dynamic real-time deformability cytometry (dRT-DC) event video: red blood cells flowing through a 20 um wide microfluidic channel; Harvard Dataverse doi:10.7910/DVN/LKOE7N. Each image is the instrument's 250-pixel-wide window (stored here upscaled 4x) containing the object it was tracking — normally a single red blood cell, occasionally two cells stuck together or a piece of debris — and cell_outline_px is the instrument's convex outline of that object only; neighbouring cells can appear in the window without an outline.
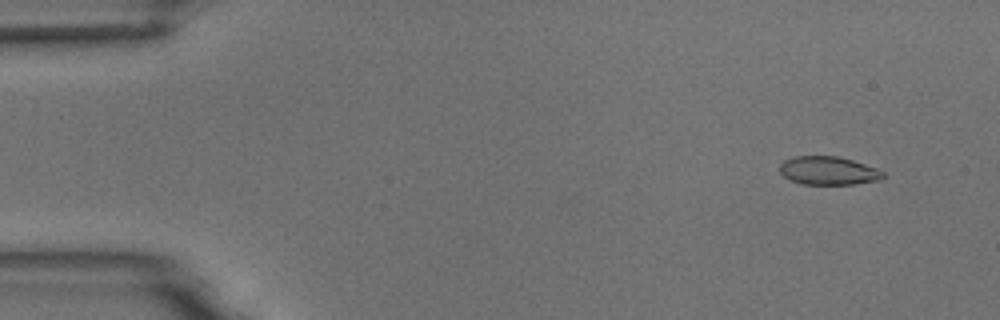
{"species": "common noctule bat (a hibernating species)", "species_latin": "Nyctalus noctula", "temperature_condition": "room temperature", "stored_images_in_passage": 9, "camera_frame_rate_fps": 3000, "um_per_image_px": 0.085, "animal": {"sex": "male", "body_mass_g": 18.8}, "frame": {"image": 1, "passage_image": 2, "time_ms": 1.333, "image_size_px": [1000, 320], "cell_outline_px": [[884, 176], [880, 180], [852, 184], [804, 184], [792, 180], [784, 176], [780, 172], [780, 164], [784, 160], [796, 156], [836, 156], [852, 160], [876, 168], [884, 172]], "centroid_in_image_um": [70.41, 14.5], "position_along_channel_um": 14.6, "area_um2": 16.88}}
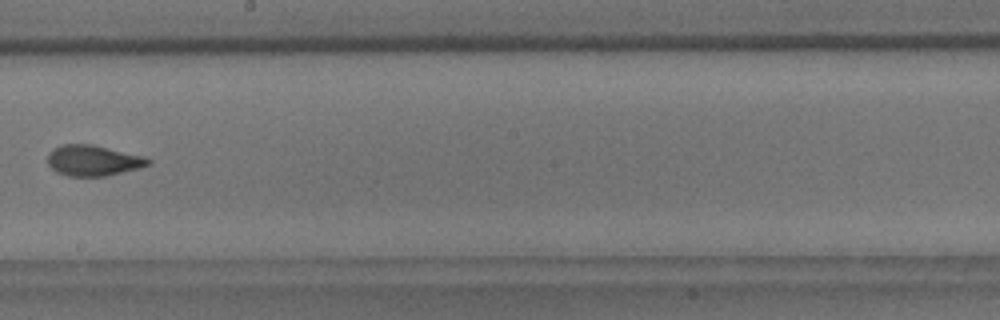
{"frame": {"image": 2, "passage_image": 9, "time_ms": 10.333, "image_size_px": [1000, 320], "cell_outline_px": [[152, 164], [140, 168], [104, 176], [68, 176], [56, 172], [48, 164], [48, 152], [52, 148], [64, 144], [92, 144], [144, 156], [152, 160]], "centroid_in_image_um": [7.92, 13.64], "position_along_channel_um": 240.3, "area_um2": 18.09}}